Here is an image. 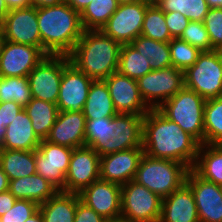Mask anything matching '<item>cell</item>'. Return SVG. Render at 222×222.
Wrapping results in <instances>:
<instances>
[{"label": "cell", "mask_w": 222, "mask_h": 222, "mask_svg": "<svg viewBox=\"0 0 222 222\" xmlns=\"http://www.w3.org/2000/svg\"><path fill=\"white\" fill-rule=\"evenodd\" d=\"M162 0H151L152 4L158 5Z\"/></svg>", "instance_id": "cell-55"}, {"label": "cell", "mask_w": 222, "mask_h": 222, "mask_svg": "<svg viewBox=\"0 0 222 222\" xmlns=\"http://www.w3.org/2000/svg\"><path fill=\"white\" fill-rule=\"evenodd\" d=\"M73 149L41 140L35 150L36 173L50 181L60 191L65 186V176Z\"/></svg>", "instance_id": "cell-13"}, {"label": "cell", "mask_w": 222, "mask_h": 222, "mask_svg": "<svg viewBox=\"0 0 222 222\" xmlns=\"http://www.w3.org/2000/svg\"><path fill=\"white\" fill-rule=\"evenodd\" d=\"M100 179V156L90 146L73 149L65 176L66 193H80L84 188Z\"/></svg>", "instance_id": "cell-12"}, {"label": "cell", "mask_w": 222, "mask_h": 222, "mask_svg": "<svg viewBox=\"0 0 222 222\" xmlns=\"http://www.w3.org/2000/svg\"><path fill=\"white\" fill-rule=\"evenodd\" d=\"M209 8H222V0H206Z\"/></svg>", "instance_id": "cell-51"}, {"label": "cell", "mask_w": 222, "mask_h": 222, "mask_svg": "<svg viewBox=\"0 0 222 222\" xmlns=\"http://www.w3.org/2000/svg\"><path fill=\"white\" fill-rule=\"evenodd\" d=\"M165 22L172 38H180L190 20L183 14L175 12H165Z\"/></svg>", "instance_id": "cell-41"}, {"label": "cell", "mask_w": 222, "mask_h": 222, "mask_svg": "<svg viewBox=\"0 0 222 222\" xmlns=\"http://www.w3.org/2000/svg\"><path fill=\"white\" fill-rule=\"evenodd\" d=\"M6 132V127L2 123V118L0 116V143L2 144Z\"/></svg>", "instance_id": "cell-52"}, {"label": "cell", "mask_w": 222, "mask_h": 222, "mask_svg": "<svg viewBox=\"0 0 222 222\" xmlns=\"http://www.w3.org/2000/svg\"><path fill=\"white\" fill-rule=\"evenodd\" d=\"M118 6L117 0H92L80 14L83 29L101 30Z\"/></svg>", "instance_id": "cell-31"}, {"label": "cell", "mask_w": 222, "mask_h": 222, "mask_svg": "<svg viewBox=\"0 0 222 222\" xmlns=\"http://www.w3.org/2000/svg\"><path fill=\"white\" fill-rule=\"evenodd\" d=\"M185 183L191 188L199 222H222V186L200 177L189 169Z\"/></svg>", "instance_id": "cell-17"}, {"label": "cell", "mask_w": 222, "mask_h": 222, "mask_svg": "<svg viewBox=\"0 0 222 222\" xmlns=\"http://www.w3.org/2000/svg\"><path fill=\"white\" fill-rule=\"evenodd\" d=\"M204 25L212 48L222 50V8H209L205 16Z\"/></svg>", "instance_id": "cell-39"}, {"label": "cell", "mask_w": 222, "mask_h": 222, "mask_svg": "<svg viewBox=\"0 0 222 222\" xmlns=\"http://www.w3.org/2000/svg\"><path fill=\"white\" fill-rule=\"evenodd\" d=\"M4 1L9 10L32 6V0H4Z\"/></svg>", "instance_id": "cell-45"}, {"label": "cell", "mask_w": 222, "mask_h": 222, "mask_svg": "<svg viewBox=\"0 0 222 222\" xmlns=\"http://www.w3.org/2000/svg\"><path fill=\"white\" fill-rule=\"evenodd\" d=\"M144 115L117 113L114 117L86 120L85 144L99 156L142 147Z\"/></svg>", "instance_id": "cell-2"}, {"label": "cell", "mask_w": 222, "mask_h": 222, "mask_svg": "<svg viewBox=\"0 0 222 222\" xmlns=\"http://www.w3.org/2000/svg\"><path fill=\"white\" fill-rule=\"evenodd\" d=\"M141 35L159 42H169L172 37L165 22V12L155 4H150L146 11Z\"/></svg>", "instance_id": "cell-34"}, {"label": "cell", "mask_w": 222, "mask_h": 222, "mask_svg": "<svg viewBox=\"0 0 222 222\" xmlns=\"http://www.w3.org/2000/svg\"><path fill=\"white\" fill-rule=\"evenodd\" d=\"M32 99L28 77H1L0 102L14 101L23 108Z\"/></svg>", "instance_id": "cell-35"}, {"label": "cell", "mask_w": 222, "mask_h": 222, "mask_svg": "<svg viewBox=\"0 0 222 222\" xmlns=\"http://www.w3.org/2000/svg\"><path fill=\"white\" fill-rule=\"evenodd\" d=\"M162 198L134 180L121 186L122 222H159Z\"/></svg>", "instance_id": "cell-8"}, {"label": "cell", "mask_w": 222, "mask_h": 222, "mask_svg": "<svg viewBox=\"0 0 222 222\" xmlns=\"http://www.w3.org/2000/svg\"><path fill=\"white\" fill-rule=\"evenodd\" d=\"M9 178L3 171L2 167L0 166V193L8 191L9 189Z\"/></svg>", "instance_id": "cell-48"}, {"label": "cell", "mask_w": 222, "mask_h": 222, "mask_svg": "<svg viewBox=\"0 0 222 222\" xmlns=\"http://www.w3.org/2000/svg\"><path fill=\"white\" fill-rule=\"evenodd\" d=\"M130 45L142 56L149 59V65L152 70L172 66L169 42H159L140 35Z\"/></svg>", "instance_id": "cell-30"}, {"label": "cell", "mask_w": 222, "mask_h": 222, "mask_svg": "<svg viewBox=\"0 0 222 222\" xmlns=\"http://www.w3.org/2000/svg\"><path fill=\"white\" fill-rule=\"evenodd\" d=\"M24 222H43V217L40 210L38 209L31 217H29Z\"/></svg>", "instance_id": "cell-49"}, {"label": "cell", "mask_w": 222, "mask_h": 222, "mask_svg": "<svg viewBox=\"0 0 222 222\" xmlns=\"http://www.w3.org/2000/svg\"><path fill=\"white\" fill-rule=\"evenodd\" d=\"M92 0H64L68 5H70L75 11L79 12L80 14L83 10L90 4Z\"/></svg>", "instance_id": "cell-46"}, {"label": "cell", "mask_w": 222, "mask_h": 222, "mask_svg": "<svg viewBox=\"0 0 222 222\" xmlns=\"http://www.w3.org/2000/svg\"><path fill=\"white\" fill-rule=\"evenodd\" d=\"M40 142L33 131L31 119L23 108L6 127L1 147L7 150L32 151L37 150Z\"/></svg>", "instance_id": "cell-23"}, {"label": "cell", "mask_w": 222, "mask_h": 222, "mask_svg": "<svg viewBox=\"0 0 222 222\" xmlns=\"http://www.w3.org/2000/svg\"><path fill=\"white\" fill-rule=\"evenodd\" d=\"M117 71L127 77L138 80L140 77L150 73L152 69L148 58L142 56L130 44H125L121 46Z\"/></svg>", "instance_id": "cell-33"}, {"label": "cell", "mask_w": 222, "mask_h": 222, "mask_svg": "<svg viewBox=\"0 0 222 222\" xmlns=\"http://www.w3.org/2000/svg\"><path fill=\"white\" fill-rule=\"evenodd\" d=\"M45 56L39 47L4 40L0 48V76H28Z\"/></svg>", "instance_id": "cell-14"}, {"label": "cell", "mask_w": 222, "mask_h": 222, "mask_svg": "<svg viewBox=\"0 0 222 222\" xmlns=\"http://www.w3.org/2000/svg\"><path fill=\"white\" fill-rule=\"evenodd\" d=\"M70 63L68 55H47L29 73L32 98L57 104L63 69Z\"/></svg>", "instance_id": "cell-10"}, {"label": "cell", "mask_w": 222, "mask_h": 222, "mask_svg": "<svg viewBox=\"0 0 222 222\" xmlns=\"http://www.w3.org/2000/svg\"><path fill=\"white\" fill-rule=\"evenodd\" d=\"M86 120L114 117L117 111L104 80H94L82 110Z\"/></svg>", "instance_id": "cell-25"}, {"label": "cell", "mask_w": 222, "mask_h": 222, "mask_svg": "<svg viewBox=\"0 0 222 222\" xmlns=\"http://www.w3.org/2000/svg\"><path fill=\"white\" fill-rule=\"evenodd\" d=\"M158 6L164 12H179L190 21L204 22L209 10L206 0H162Z\"/></svg>", "instance_id": "cell-36"}, {"label": "cell", "mask_w": 222, "mask_h": 222, "mask_svg": "<svg viewBox=\"0 0 222 222\" xmlns=\"http://www.w3.org/2000/svg\"><path fill=\"white\" fill-rule=\"evenodd\" d=\"M192 169L203 179L222 186V144H201Z\"/></svg>", "instance_id": "cell-27"}, {"label": "cell", "mask_w": 222, "mask_h": 222, "mask_svg": "<svg viewBox=\"0 0 222 222\" xmlns=\"http://www.w3.org/2000/svg\"><path fill=\"white\" fill-rule=\"evenodd\" d=\"M172 66L180 70H186L195 64L201 51L180 38H172L169 41Z\"/></svg>", "instance_id": "cell-37"}, {"label": "cell", "mask_w": 222, "mask_h": 222, "mask_svg": "<svg viewBox=\"0 0 222 222\" xmlns=\"http://www.w3.org/2000/svg\"><path fill=\"white\" fill-rule=\"evenodd\" d=\"M138 1H141V0H117L119 5H121V4H128V3H136Z\"/></svg>", "instance_id": "cell-54"}, {"label": "cell", "mask_w": 222, "mask_h": 222, "mask_svg": "<svg viewBox=\"0 0 222 222\" xmlns=\"http://www.w3.org/2000/svg\"><path fill=\"white\" fill-rule=\"evenodd\" d=\"M121 44L101 30H84L68 55L79 71L94 80H104L118 70Z\"/></svg>", "instance_id": "cell-4"}, {"label": "cell", "mask_w": 222, "mask_h": 222, "mask_svg": "<svg viewBox=\"0 0 222 222\" xmlns=\"http://www.w3.org/2000/svg\"><path fill=\"white\" fill-rule=\"evenodd\" d=\"M86 117L83 112L59 111L46 141L72 149L86 146Z\"/></svg>", "instance_id": "cell-21"}, {"label": "cell", "mask_w": 222, "mask_h": 222, "mask_svg": "<svg viewBox=\"0 0 222 222\" xmlns=\"http://www.w3.org/2000/svg\"><path fill=\"white\" fill-rule=\"evenodd\" d=\"M74 222H109L100 216L95 210L84 204L81 200L78 201Z\"/></svg>", "instance_id": "cell-42"}, {"label": "cell", "mask_w": 222, "mask_h": 222, "mask_svg": "<svg viewBox=\"0 0 222 222\" xmlns=\"http://www.w3.org/2000/svg\"><path fill=\"white\" fill-rule=\"evenodd\" d=\"M180 39L195 46L201 52L214 50L204 22L190 21L188 26L184 29L183 34L180 36Z\"/></svg>", "instance_id": "cell-38"}, {"label": "cell", "mask_w": 222, "mask_h": 222, "mask_svg": "<svg viewBox=\"0 0 222 222\" xmlns=\"http://www.w3.org/2000/svg\"><path fill=\"white\" fill-rule=\"evenodd\" d=\"M200 143L158 109H150L143 118L142 148L153 158L169 159L192 169Z\"/></svg>", "instance_id": "cell-1"}, {"label": "cell", "mask_w": 222, "mask_h": 222, "mask_svg": "<svg viewBox=\"0 0 222 222\" xmlns=\"http://www.w3.org/2000/svg\"><path fill=\"white\" fill-rule=\"evenodd\" d=\"M94 79L79 71L72 63L63 69L57 106L59 111L80 112L86 103Z\"/></svg>", "instance_id": "cell-18"}, {"label": "cell", "mask_w": 222, "mask_h": 222, "mask_svg": "<svg viewBox=\"0 0 222 222\" xmlns=\"http://www.w3.org/2000/svg\"><path fill=\"white\" fill-rule=\"evenodd\" d=\"M140 96L150 109H158L185 86L184 70L174 66L152 70L137 80Z\"/></svg>", "instance_id": "cell-9"}, {"label": "cell", "mask_w": 222, "mask_h": 222, "mask_svg": "<svg viewBox=\"0 0 222 222\" xmlns=\"http://www.w3.org/2000/svg\"><path fill=\"white\" fill-rule=\"evenodd\" d=\"M143 154V148L136 147L101 156L100 179L120 186L134 180Z\"/></svg>", "instance_id": "cell-20"}, {"label": "cell", "mask_w": 222, "mask_h": 222, "mask_svg": "<svg viewBox=\"0 0 222 222\" xmlns=\"http://www.w3.org/2000/svg\"><path fill=\"white\" fill-rule=\"evenodd\" d=\"M80 200L109 222L121 221V186L101 179L79 193Z\"/></svg>", "instance_id": "cell-16"}, {"label": "cell", "mask_w": 222, "mask_h": 222, "mask_svg": "<svg viewBox=\"0 0 222 222\" xmlns=\"http://www.w3.org/2000/svg\"><path fill=\"white\" fill-rule=\"evenodd\" d=\"M204 144H222V96L205 102Z\"/></svg>", "instance_id": "cell-32"}, {"label": "cell", "mask_w": 222, "mask_h": 222, "mask_svg": "<svg viewBox=\"0 0 222 222\" xmlns=\"http://www.w3.org/2000/svg\"><path fill=\"white\" fill-rule=\"evenodd\" d=\"M16 200L9 191L0 193V216L7 213L15 204Z\"/></svg>", "instance_id": "cell-44"}, {"label": "cell", "mask_w": 222, "mask_h": 222, "mask_svg": "<svg viewBox=\"0 0 222 222\" xmlns=\"http://www.w3.org/2000/svg\"><path fill=\"white\" fill-rule=\"evenodd\" d=\"M78 193L59 191L55 196L39 205L43 222H74Z\"/></svg>", "instance_id": "cell-26"}, {"label": "cell", "mask_w": 222, "mask_h": 222, "mask_svg": "<svg viewBox=\"0 0 222 222\" xmlns=\"http://www.w3.org/2000/svg\"><path fill=\"white\" fill-rule=\"evenodd\" d=\"M3 42H4V33H3V26L0 21V48L2 47Z\"/></svg>", "instance_id": "cell-53"}, {"label": "cell", "mask_w": 222, "mask_h": 222, "mask_svg": "<svg viewBox=\"0 0 222 222\" xmlns=\"http://www.w3.org/2000/svg\"><path fill=\"white\" fill-rule=\"evenodd\" d=\"M0 166L8 176L9 181L35 174V150L23 151L2 149L0 154Z\"/></svg>", "instance_id": "cell-29"}, {"label": "cell", "mask_w": 222, "mask_h": 222, "mask_svg": "<svg viewBox=\"0 0 222 222\" xmlns=\"http://www.w3.org/2000/svg\"><path fill=\"white\" fill-rule=\"evenodd\" d=\"M22 109L23 107L14 101L0 102V116L3 125L7 127Z\"/></svg>", "instance_id": "cell-43"}, {"label": "cell", "mask_w": 222, "mask_h": 222, "mask_svg": "<svg viewBox=\"0 0 222 222\" xmlns=\"http://www.w3.org/2000/svg\"><path fill=\"white\" fill-rule=\"evenodd\" d=\"M39 205L31 200L17 199L12 208L0 216L1 222H24L31 217L37 210Z\"/></svg>", "instance_id": "cell-40"}, {"label": "cell", "mask_w": 222, "mask_h": 222, "mask_svg": "<svg viewBox=\"0 0 222 222\" xmlns=\"http://www.w3.org/2000/svg\"><path fill=\"white\" fill-rule=\"evenodd\" d=\"M149 0L121 4L101 29L106 35L121 45L130 44L141 35L145 11Z\"/></svg>", "instance_id": "cell-11"}, {"label": "cell", "mask_w": 222, "mask_h": 222, "mask_svg": "<svg viewBox=\"0 0 222 222\" xmlns=\"http://www.w3.org/2000/svg\"><path fill=\"white\" fill-rule=\"evenodd\" d=\"M206 100L192 89L183 87L158 110L170 121L204 144V105Z\"/></svg>", "instance_id": "cell-6"}, {"label": "cell", "mask_w": 222, "mask_h": 222, "mask_svg": "<svg viewBox=\"0 0 222 222\" xmlns=\"http://www.w3.org/2000/svg\"><path fill=\"white\" fill-rule=\"evenodd\" d=\"M64 0H32V6L35 8L50 7L61 4Z\"/></svg>", "instance_id": "cell-47"}, {"label": "cell", "mask_w": 222, "mask_h": 222, "mask_svg": "<svg viewBox=\"0 0 222 222\" xmlns=\"http://www.w3.org/2000/svg\"><path fill=\"white\" fill-rule=\"evenodd\" d=\"M185 87L205 100L222 96V52L203 51L194 65L184 71Z\"/></svg>", "instance_id": "cell-7"}, {"label": "cell", "mask_w": 222, "mask_h": 222, "mask_svg": "<svg viewBox=\"0 0 222 222\" xmlns=\"http://www.w3.org/2000/svg\"><path fill=\"white\" fill-rule=\"evenodd\" d=\"M10 10L8 9L6 3L4 0H0V21H2L5 16L7 15V13L9 12Z\"/></svg>", "instance_id": "cell-50"}, {"label": "cell", "mask_w": 222, "mask_h": 222, "mask_svg": "<svg viewBox=\"0 0 222 222\" xmlns=\"http://www.w3.org/2000/svg\"><path fill=\"white\" fill-rule=\"evenodd\" d=\"M8 191L16 198L31 200L38 205L45 203L60 190L37 173L10 180Z\"/></svg>", "instance_id": "cell-24"}, {"label": "cell", "mask_w": 222, "mask_h": 222, "mask_svg": "<svg viewBox=\"0 0 222 222\" xmlns=\"http://www.w3.org/2000/svg\"><path fill=\"white\" fill-rule=\"evenodd\" d=\"M188 170L184 164L177 161L153 158L144 153L134 181L163 199L185 183Z\"/></svg>", "instance_id": "cell-5"}, {"label": "cell", "mask_w": 222, "mask_h": 222, "mask_svg": "<svg viewBox=\"0 0 222 222\" xmlns=\"http://www.w3.org/2000/svg\"><path fill=\"white\" fill-rule=\"evenodd\" d=\"M104 81L117 113L145 115L150 110L140 96L137 80L116 71Z\"/></svg>", "instance_id": "cell-19"}, {"label": "cell", "mask_w": 222, "mask_h": 222, "mask_svg": "<svg viewBox=\"0 0 222 222\" xmlns=\"http://www.w3.org/2000/svg\"><path fill=\"white\" fill-rule=\"evenodd\" d=\"M1 23L4 40L39 47L42 50L37 8L29 6L11 9Z\"/></svg>", "instance_id": "cell-15"}, {"label": "cell", "mask_w": 222, "mask_h": 222, "mask_svg": "<svg viewBox=\"0 0 222 222\" xmlns=\"http://www.w3.org/2000/svg\"><path fill=\"white\" fill-rule=\"evenodd\" d=\"M37 21L46 55H69L84 32L80 13L64 1L37 8Z\"/></svg>", "instance_id": "cell-3"}, {"label": "cell", "mask_w": 222, "mask_h": 222, "mask_svg": "<svg viewBox=\"0 0 222 222\" xmlns=\"http://www.w3.org/2000/svg\"><path fill=\"white\" fill-rule=\"evenodd\" d=\"M24 109L31 119L34 133L40 140H45L57 119V104L32 98Z\"/></svg>", "instance_id": "cell-28"}, {"label": "cell", "mask_w": 222, "mask_h": 222, "mask_svg": "<svg viewBox=\"0 0 222 222\" xmlns=\"http://www.w3.org/2000/svg\"><path fill=\"white\" fill-rule=\"evenodd\" d=\"M159 222H199L195 198L186 183L162 199Z\"/></svg>", "instance_id": "cell-22"}]
</instances>
